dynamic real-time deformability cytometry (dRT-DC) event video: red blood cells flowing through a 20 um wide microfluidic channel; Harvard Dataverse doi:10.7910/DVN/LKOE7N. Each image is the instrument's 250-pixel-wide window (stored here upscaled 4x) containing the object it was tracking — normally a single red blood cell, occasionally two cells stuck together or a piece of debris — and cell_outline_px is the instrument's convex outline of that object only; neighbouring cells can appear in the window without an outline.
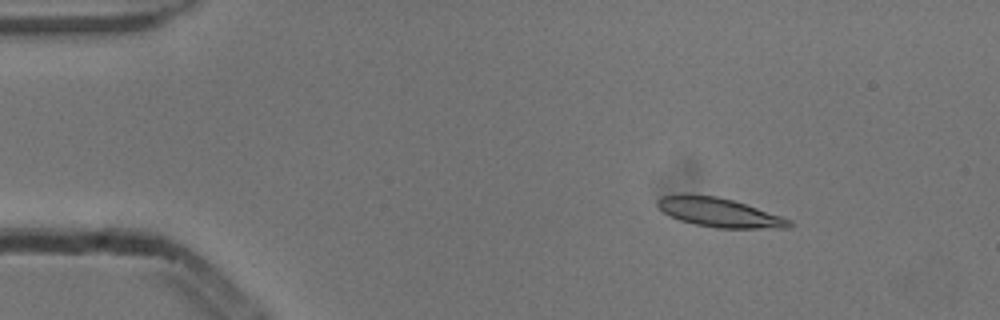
{"species": "common noctule bat (a hibernating species)", "species_latin": "Nyctalus noctula", "temperature_condition": "cold", "stored_images_in_passage": 5, "camera_frame_rate_fps": 3000, "um_per_image_px": 0.085, "animal": {"sex": "male", "body_mass_g": 13.3}, "frame": {"image": 1, "passage_image": 3, "time_ms": 0.667, "image_size_px": [1000, 320], "cell_outline_px": [[792, 224], [788, 228], [716, 228], [696, 224], [680, 220], [664, 212], [656, 204], [656, 200], [660, 196], [716, 196], [732, 200], [792, 220]], "centroid_in_image_um": [61.16, 18.09], "position_along_channel_um": 23.8, "area_um2": 21.5}}
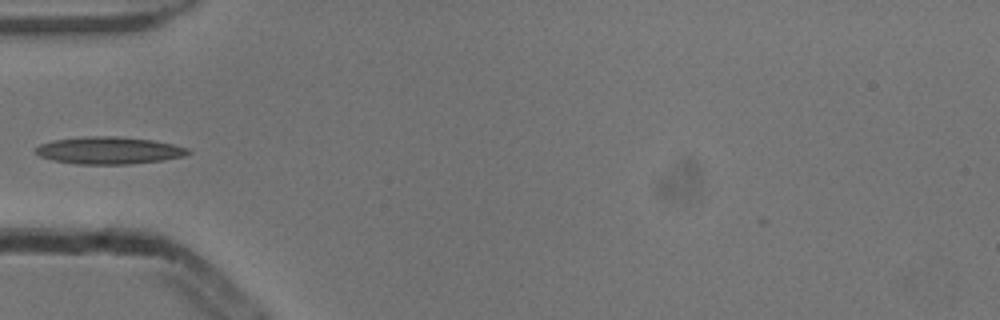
{"frame": {"image": 2, "passage_image": 5, "time_ms": 1.333, "image_size_px": [1000, 320], "cell_outline_px": [[192, 152], [184, 156], [160, 160], [128, 164], [76, 164], [52, 160], [40, 156], [36, 152], [36, 148], [40, 144], [52, 140], [88, 136], [116, 136], [152, 140], [172, 144], [188, 148]], "centroid_in_image_um": [9.25, 12.78], "position_along_channel_um": 75.8, "area_um2": 24.04}}